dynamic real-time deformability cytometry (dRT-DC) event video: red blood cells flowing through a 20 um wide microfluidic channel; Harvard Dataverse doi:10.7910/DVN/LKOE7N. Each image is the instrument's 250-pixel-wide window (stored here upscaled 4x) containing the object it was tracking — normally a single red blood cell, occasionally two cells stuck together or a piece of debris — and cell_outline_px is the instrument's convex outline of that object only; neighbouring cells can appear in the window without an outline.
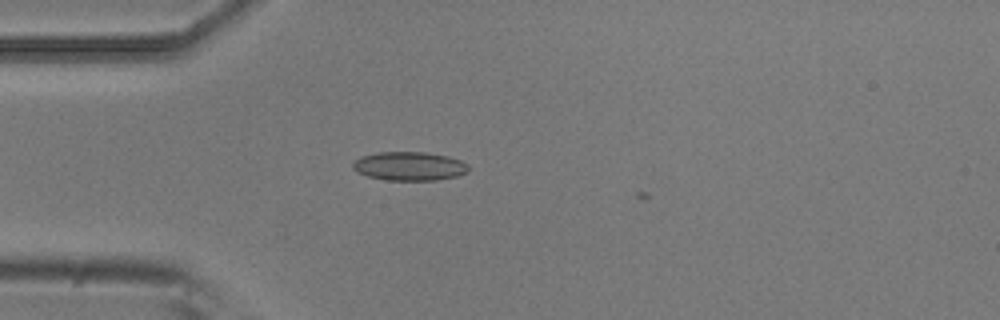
{"species": "common noctule bat (a hibernating species)", "species_latin": "Nyctalus noctula", "temperature_condition": "room temperature", "stored_images_in_passage": 7, "camera_frame_rate_fps": 3000, "um_per_image_px": 0.085, "animal": {"sex": "male", "body_mass_g": 20.5, "forearm_length_mm": 52.5}, "frame": {"image": 1, "passage_image": 5, "time_ms": 1.333, "image_size_px": [1000, 320], "cell_outline_px": [[468, 172], [456, 176], [436, 180], [388, 180], [368, 176], [356, 172], [352, 168], [352, 164], [360, 156], [376, 152], [424, 152], [448, 156], [460, 160], [468, 164]], "centroid_in_image_um": [34.78, 14.12], "position_along_channel_um": 50.2, "area_um2": 19.42}}
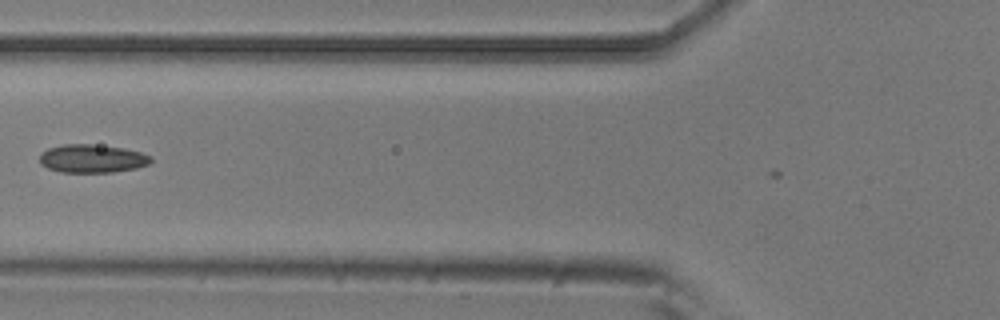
{"frame": {"image": 2, "passage_image": 7, "time_ms": 2.0, "image_size_px": [1000, 320], "cell_outline_px": [[152, 160], [148, 164], [136, 168], [112, 172], [60, 172], [48, 168], [40, 164], [40, 152], [48, 148], [64, 144], [92, 144], [124, 148], [140, 152], [152, 156]], "centroid_in_image_um": [7.82, 13.47], "position_along_channel_um": 118.0, "area_um2": 18.38}}